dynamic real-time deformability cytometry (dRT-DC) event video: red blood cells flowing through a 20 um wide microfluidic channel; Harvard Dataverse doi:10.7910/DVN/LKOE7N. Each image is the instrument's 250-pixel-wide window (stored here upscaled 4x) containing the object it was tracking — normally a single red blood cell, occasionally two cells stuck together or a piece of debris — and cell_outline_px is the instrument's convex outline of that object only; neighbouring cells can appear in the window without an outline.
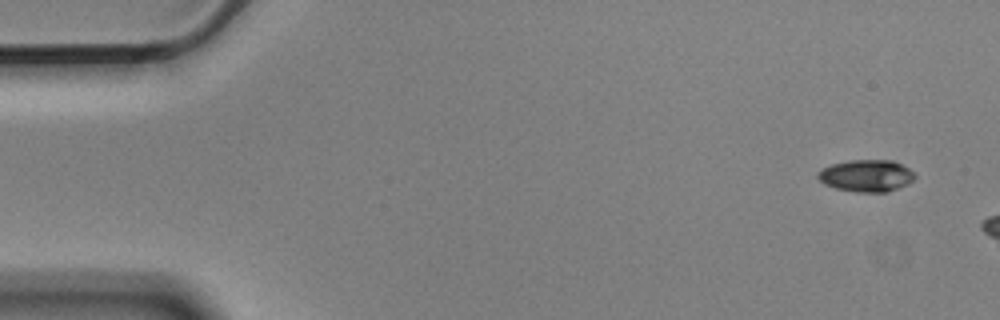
{"species": "Egyptian fruit bat (a non-hibernating species)", "species_latin": "Rousettus aegyptiacus", "temperature_condition": "cold", "stored_images_in_passage": 3, "camera_frame_rate_fps": 3000, "um_per_image_px": 0.085, "animal": {"sex": "male"}, "frame": {"image": 1, "passage_image": 1, "time_ms": 0.0, "image_size_px": [1000, 320], "cell_outline_px": [[916, 176], [908, 184], [888, 192], [856, 192], [836, 188], [824, 184], [816, 176], [816, 172], [832, 164], [852, 160], [892, 160], [908, 168]], "centroid_in_image_um": [73.63, 14.94], "position_along_channel_um": 11.4, "area_um2": 17.98}}